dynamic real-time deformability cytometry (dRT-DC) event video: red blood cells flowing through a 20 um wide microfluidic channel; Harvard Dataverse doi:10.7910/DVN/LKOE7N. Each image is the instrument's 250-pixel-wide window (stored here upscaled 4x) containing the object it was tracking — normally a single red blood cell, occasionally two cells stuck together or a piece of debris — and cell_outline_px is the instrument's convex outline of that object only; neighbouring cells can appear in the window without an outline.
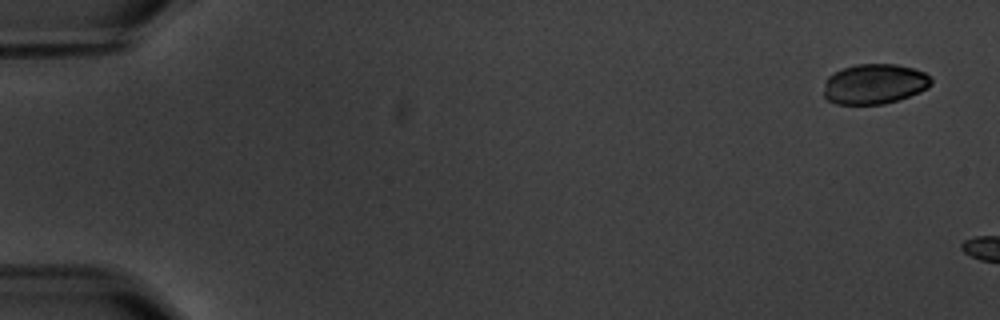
{"species": "common noctule bat (a hibernating species)", "species_latin": "Nyctalus noctula", "temperature_condition": "warm", "stored_images_in_passage": 2, "camera_frame_rate_fps": 3000, "um_per_image_px": 0.085, "animal": {"sex": "male", "body_mass_g": 20.1, "forearm_length_mm": 53.5}, "frame": {"image": 1, "passage_image": 1, "time_ms": 0.0, "image_size_px": [1000, 320], "cell_outline_px": [[932, 84], [928, 88], [908, 96], [884, 104], [836, 104], [828, 100], [824, 96], [824, 80], [828, 76], [844, 68], [856, 64], [896, 64], [912, 68], [924, 72], [932, 80]], "centroid_in_image_um": [74.31, 7.14], "position_along_channel_um": 10.7, "area_um2": 25.03}}